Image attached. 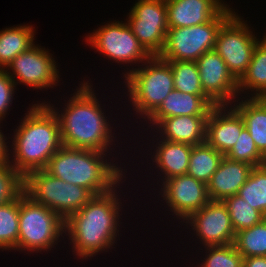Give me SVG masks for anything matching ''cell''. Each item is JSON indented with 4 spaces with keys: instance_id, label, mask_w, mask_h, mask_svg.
Segmentation results:
<instances>
[{
    "instance_id": "6da1fadb",
    "label": "cell",
    "mask_w": 266,
    "mask_h": 267,
    "mask_svg": "<svg viewBox=\"0 0 266 267\" xmlns=\"http://www.w3.org/2000/svg\"><path fill=\"white\" fill-rule=\"evenodd\" d=\"M89 81L90 79L83 77V81L78 86L75 85V88L77 87L75 92L69 94L71 95L68 97L69 100L64 97L65 103L61 109L50 101L36 100V102L46 103L58 117L63 146L115 155L112 152L118 143L116 147H119L120 142L117 140V135L114 136L117 134L114 131L120 126L114 127V123H110L114 122L111 120L112 116L106 114L99 93H95V87L91 83L93 81Z\"/></svg>"
},
{
    "instance_id": "7a4b0ae2",
    "label": "cell",
    "mask_w": 266,
    "mask_h": 267,
    "mask_svg": "<svg viewBox=\"0 0 266 267\" xmlns=\"http://www.w3.org/2000/svg\"><path fill=\"white\" fill-rule=\"evenodd\" d=\"M127 179L125 177L111 191L94 196L65 221L64 236L69 246L72 245L69 249L72 250L74 259L88 261L102 252L106 254L109 250L116 249L114 246L122 236L120 228H124L121 227L124 206L121 196L123 194L125 197L122 188Z\"/></svg>"
},
{
    "instance_id": "3957f363",
    "label": "cell",
    "mask_w": 266,
    "mask_h": 267,
    "mask_svg": "<svg viewBox=\"0 0 266 267\" xmlns=\"http://www.w3.org/2000/svg\"><path fill=\"white\" fill-rule=\"evenodd\" d=\"M33 103L26 108L13 134H9L11 137L8 135V161L23 177L45 169L63 146L56 114L46 103Z\"/></svg>"
},
{
    "instance_id": "277c9868",
    "label": "cell",
    "mask_w": 266,
    "mask_h": 267,
    "mask_svg": "<svg viewBox=\"0 0 266 267\" xmlns=\"http://www.w3.org/2000/svg\"><path fill=\"white\" fill-rule=\"evenodd\" d=\"M113 156L97 150L62 146L49 159L45 170L66 183L88 189L96 196L111 191L127 175L125 163L121 165L119 161V165V156L115 155L116 159Z\"/></svg>"
},
{
    "instance_id": "5b68a950",
    "label": "cell",
    "mask_w": 266,
    "mask_h": 267,
    "mask_svg": "<svg viewBox=\"0 0 266 267\" xmlns=\"http://www.w3.org/2000/svg\"><path fill=\"white\" fill-rule=\"evenodd\" d=\"M124 80L122 87L125 100L128 97L127 107L132 116L137 115L143 123L164 101L174 89L173 72L170 65L159 56H151L138 68L130 71ZM132 102V103H131ZM134 113H131V112ZM142 119V120H141Z\"/></svg>"
},
{
    "instance_id": "8992f818",
    "label": "cell",
    "mask_w": 266,
    "mask_h": 267,
    "mask_svg": "<svg viewBox=\"0 0 266 267\" xmlns=\"http://www.w3.org/2000/svg\"><path fill=\"white\" fill-rule=\"evenodd\" d=\"M63 235L65 221L55 211L34 202L25 192L19 196V236L15 252L30 255L54 251L62 240L67 244Z\"/></svg>"
},
{
    "instance_id": "52a82bcc",
    "label": "cell",
    "mask_w": 266,
    "mask_h": 267,
    "mask_svg": "<svg viewBox=\"0 0 266 267\" xmlns=\"http://www.w3.org/2000/svg\"><path fill=\"white\" fill-rule=\"evenodd\" d=\"M24 192L34 202L55 211L64 221L94 197L88 189L66 183L45 169L32 171L24 177Z\"/></svg>"
},
{
    "instance_id": "ba28073f",
    "label": "cell",
    "mask_w": 266,
    "mask_h": 267,
    "mask_svg": "<svg viewBox=\"0 0 266 267\" xmlns=\"http://www.w3.org/2000/svg\"><path fill=\"white\" fill-rule=\"evenodd\" d=\"M99 26L97 29H93L92 33L89 32L85 35V44L91 46L89 47L91 49L94 48L93 50L96 49L95 52L106 56V59L108 58L118 65L123 64L125 73L121 72L123 74L121 77L124 78L130 71L136 69L151 57L139 43L126 20H111ZM131 65L135 66L131 67Z\"/></svg>"
},
{
    "instance_id": "9c48e42d",
    "label": "cell",
    "mask_w": 266,
    "mask_h": 267,
    "mask_svg": "<svg viewBox=\"0 0 266 267\" xmlns=\"http://www.w3.org/2000/svg\"><path fill=\"white\" fill-rule=\"evenodd\" d=\"M235 12L229 4L207 23L168 28L166 42L159 57L165 61L196 62L205 52L214 50L217 33Z\"/></svg>"
},
{
    "instance_id": "30bf717a",
    "label": "cell",
    "mask_w": 266,
    "mask_h": 267,
    "mask_svg": "<svg viewBox=\"0 0 266 267\" xmlns=\"http://www.w3.org/2000/svg\"><path fill=\"white\" fill-rule=\"evenodd\" d=\"M243 17L234 12L222 24L217 33L214 47L237 80L247 71L254 48L262 39L260 35L257 36L258 33L251 29L253 27H250Z\"/></svg>"
},
{
    "instance_id": "8fae6325",
    "label": "cell",
    "mask_w": 266,
    "mask_h": 267,
    "mask_svg": "<svg viewBox=\"0 0 266 267\" xmlns=\"http://www.w3.org/2000/svg\"><path fill=\"white\" fill-rule=\"evenodd\" d=\"M54 58L48 48L34 44L14 58L5 70L16 87L22 84L43 92L48 88L60 86V81H63L60 78L58 61Z\"/></svg>"
},
{
    "instance_id": "7c38bea8",
    "label": "cell",
    "mask_w": 266,
    "mask_h": 267,
    "mask_svg": "<svg viewBox=\"0 0 266 267\" xmlns=\"http://www.w3.org/2000/svg\"><path fill=\"white\" fill-rule=\"evenodd\" d=\"M157 192L159 199L157 198L156 202H159L162 197L160 201L166 205L159 204L164 206L169 215L174 216L171 219H176V223L178 221L179 224L210 201L207 184L187 174L165 180L158 191L150 195H155Z\"/></svg>"
},
{
    "instance_id": "4fadbf2b",
    "label": "cell",
    "mask_w": 266,
    "mask_h": 267,
    "mask_svg": "<svg viewBox=\"0 0 266 267\" xmlns=\"http://www.w3.org/2000/svg\"><path fill=\"white\" fill-rule=\"evenodd\" d=\"M180 225H185L186 227L183 228L189 229L192 237L195 235L196 239L192 238L191 243L195 241V243L202 244V247L229 245L234 242L235 231L223 201L210 200Z\"/></svg>"
},
{
    "instance_id": "5bb4252c",
    "label": "cell",
    "mask_w": 266,
    "mask_h": 267,
    "mask_svg": "<svg viewBox=\"0 0 266 267\" xmlns=\"http://www.w3.org/2000/svg\"><path fill=\"white\" fill-rule=\"evenodd\" d=\"M142 136L143 135H141V138H139V139H142V142H143V144L140 146L143 148V145L147 144V147L145 150L146 151L148 150V152L144 151L145 153L142 154L141 156L143 157V155H144V158H147L145 163H147V165L149 164L148 166H150L149 169L147 168V171L152 169V173H151V170L149 172L150 176L148 175L146 177L150 178L152 175L154 177L155 176L157 177L156 179H154V177L152 176L153 182L155 180V183H157V185L155 183H153V185L157 186V187L153 186V188L151 189L152 192H153V190L155 192L157 190V188H159V186L165 180H167L171 177H174V176L187 174L190 154H191L193 145H190L187 143L171 142L168 140L160 139L153 131L149 135L150 137L148 136L146 138L147 140H149L148 138H151L149 141H152V142H149V143L144 142ZM147 148H149V149H147ZM146 155L147 156L151 155V156L149 158V156L147 157ZM148 158L150 160H148ZM147 161L148 162L150 161V163H148ZM151 161H152V163H151ZM153 166H155V167H153ZM153 171H154L155 175L153 174ZM156 180H157V182H156Z\"/></svg>"
},
{
    "instance_id": "9a60e30c",
    "label": "cell",
    "mask_w": 266,
    "mask_h": 267,
    "mask_svg": "<svg viewBox=\"0 0 266 267\" xmlns=\"http://www.w3.org/2000/svg\"><path fill=\"white\" fill-rule=\"evenodd\" d=\"M204 94L216 105H231L238 97V80L215 51L196 60Z\"/></svg>"
},
{
    "instance_id": "2e32d148",
    "label": "cell",
    "mask_w": 266,
    "mask_h": 267,
    "mask_svg": "<svg viewBox=\"0 0 266 267\" xmlns=\"http://www.w3.org/2000/svg\"><path fill=\"white\" fill-rule=\"evenodd\" d=\"M244 127L242 117L231 105L214 106L206 119L205 142L225 156Z\"/></svg>"
},
{
    "instance_id": "e0dca14e",
    "label": "cell",
    "mask_w": 266,
    "mask_h": 267,
    "mask_svg": "<svg viewBox=\"0 0 266 267\" xmlns=\"http://www.w3.org/2000/svg\"><path fill=\"white\" fill-rule=\"evenodd\" d=\"M214 106L216 105L206 95H194L173 89L144 123L137 127H143L141 129L148 132L161 119L181 115H208Z\"/></svg>"
},
{
    "instance_id": "ac0fdd59",
    "label": "cell",
    "mask_w": 266,
    "mask_h": 267,
    "mask_svg": "<svg viewBox=\"0 0 266 267\" xmlns=\"http://www.w3.org/2000/svg\"><path fill=\"white\" fill-rule=\"evenodd\" d=\"M227 4L225 0H170L166 2L168 28L207 23Z\"/></svg>"
},
{
    "instance_id": "d6986e66",
    "label": "cell",
    "mask_w": 266,
    "mask_h": 267,
    "mask_svg": "<svg viewBox=\"0 0 266 267\" xmlns=\"http://www.w3.org/2000/svg\"><path fill=\"white\" fill-rule=\"evenodd\" d=\"M208 115H181L161 119L152 129L160 139L200 145L205 142Z\"/></svg>"
},
{
    "instance_id": "ffe728a7",
    "label": "cell",
    "mask_w": 266,
    "mask_h": 267,
    "mask_svg": "<svg viewBox=\"0 0 266 267\" xmlns=\"http://www.w3.org/2000/svg\"><path fill=\"white\" fill-rule=\"evenodd\" d=\"M253 166L224 156L216 172L207 183L210 200L223 201L226 197L238 194L245 184Z\"/></svg>"
},
{
    "instance_id": "44dd1931",
    "label": "cell",
    "mask_w": 266,
    "mask_h": 267,
    "mask_svg": "<svg viewBox=\"0 0 266 267\" xmlns=\"http://www.w3.org/2000/svg\"><path fill=\"white\" fill-rule=\"evenodd\" d=\"M231 106L240 114L258 151L266 158V98L238 97Z\"/></svg>"
},
{
    "instance_id": "7402d4cb",
    "label": "cell",
    "mask_w": 266,
    "mask_h": 267,
    "mask_svg": "<svg viewBox=\"0 0 266 267\" xmlns=\"http://www.w3.org/2000/svg\"><path fill=\"white\" fill-rule=\"evenodd\" d=\"M239 97L266 98V35L254 48L247 71L238 80ZM243 94V95H242Z\"/></svg>"
},
{
    "instance_id": "603a6c76",
    "label": "cell",
    "mask_w": 266,
    "mask_h": 267,
    "mask_svg": "<svg viewBox=\"0 0 266 267\" xmlns=\"http://www.w3.org/2000/svg\"><path fill=\"white\" fill-rule=\"evenodd\" d=\"M36 31L28 23L0 29V69H6L14 58L36 44Z\"/></svg>"
},
{
    "instance_id": "cb8c5ba5",
    "label": "cell",
    "mask_w": 266,
    "mask_h": 267,
    "mask_svg": "<svg viewBox=\"0 0 266 267\" xmlns=\"http://www.w3.org/2000/svg\"><path fill=\"white\" fill-rule=\"evenodd\" d=\"M223 158V154L209 146L206 142L194 145L190 154L187 175L207 184Z\"/></svg>"
},
{
    "instance_id": "d4e9b609",
    "label": "cell",
    "mask_w": 266,
    "mask_h": 267,
    "mask_svg": "<svg viewBox=\"0 0 266 267\" xmlns=\"http://www.w3.org/2000/svg\"><path fill=\"white\" fill-rule=\"evenodd\" d=\"M237 195L266 217V164L253 167Z\"/></svg>"
},
{
    "instance_id": "484cf974",
    "label": "cell",
    "mask_w": 266,
    "mask_h": 267,
    "mask_svg": "<svg viewBox=\"0 0 266 267\" xmlns=\"http://www.w3.org/2000/svg\"><path fill=\"white\" fill-rule=\"evenodd\" d=\"M233 244L243 258L266 256V218L251 228L235 233Z\"/></svg>"
},
{
    "instance_id": "4316f807",
    "label": "cell",
    "mask_w": 266,
    "mask_h": 267,
    "mask_svg": "<svg viewBox=\"0 0 266 267\" xmlns=\"http://www.w3.org/2000/svg\"><path fill=\"white\" fill-rule=\"evenodd\" d=\"M19 197L0 206V250L11 252L18 243Z\"/></svg>"
},
{
    "instance_id": "83f0119b",
    "label": "cell",
    "mask_w": 266,
    "mask_h": 267,
    "mask_svg": "<svg viewBox=\"0 0 266 267\" xmlns=\"http://www.w3.org/2000/svg\"><path fill=\"white\" fill-rule=\"evenodd\" d=\"M230 214L235 233L261 223L266 217L251 207L240 196L233 195L223 200Z\"/></svg>"
},
{
    "instance_id": "f1b7e54d",
    "label": "cell",
    "mask_w": 266,
    "mask_h": 267,
    "mask_svg": "<svg viewBox=\"0 0 266 267\" xmlns=\"http://www.w3.org/2000/svg\"><path fill=\"white\" fill-rule=\"evenodd\" d=\"M173 72L174 89L194 95H205L196 62L166 61Z\"/></svg>"
},
{
    "instance_id": "f546056e",
    "label": "cell",
    "mask_w": 266,
    "mask_h": 267,
    "mask_svg": "<svg viewBox=\"0 0 266 267\" xmlns=\"http://www.w3.org/2000/svg\"><path fill=\"white\" fill-rule=\"evenodd\" d=\"M197 251L205 252L201 256V260L196 263L194 267H243V256L236 250L234 244L222 245V246H206L201 249L197 247ZM205 255V256H204ZM203 258V259H202Z\"/></svg>"
},
{
    "instance_id": "4dcf8cb0",
    "label": "cell",
    "mask_w": 266,
    "mask_h": 267,
    "mask_svg": "<svg viewBox=\"0 0 266 267\" xmlns=\"http://www.w3.org/2000/svg\"><path fill=\"white\" fill-rule=\"evenodd\" d=\"M139 43L151 56H159L163 51L168 25L149 23H128Z\"/></svg>"
},
{
    "instance_id": "1f68e13d",
    "label": "cell",
    "mask_w": 266,
    "mask_h": 267,
    "mask_svg": "<svg viewBox=\"0 0 266 267\" xmlns=\"http://www.w3.org/2000/svg\"><path fill=\"white\" fill-rule=\"evenodd\" d=\"M127 13V23L167 24L166 2L162 0H135Z\"/></svg>"
},
{
    "instance_id": "d6a6232c",
    "label": "cell",
    "mask_w": 266,
    "mask_h": 267,
    "mask_svg": "<svg viewBox=\"0 0 266 267\" xmlns=\"http://www.w3.org/2000/svg\"><path fill=\"white\" fill-rule=\"evenodd\" d=\"M24 192V177L7 160L0 164V206L17 199Z\"/></svg>"
},
{
    "instance_id": "836d02e7",
    "label": "cell",
    "mask_w": 266,
    "mask_h": 267,
    "mask_svg": "<svg viewBox=\"0 0 266 267\" xmlns=\"http://www.w3.org/2000/svg\"><path fill=\"white\" fill-rule=\"evenodd\" d=\"M229 159L245 162L253 167L266 164V158L258 151L254 140L244 127L236 144L225 155Z\"/></svg>"
},
{
    "instance_id": "e575fe53",
    "label": "cell",
    "mask_w": 266,
    "mask_h": 267,
    "mask_svg": "<svg viewBox=\"0 0 266 267\" xmlns=\"http://www.w3.org/2000/svg\"><path fill=\"white\" fill-rule=\"evenodd\" d=\"M16 88L15 82L10 78L5 69H0V121H6V115H9L10 107H12L15 99ZM16 90V91H15Z\"/></svg>"
},
{
    "instance_id": "d590c367",
    "label": "cell",
    "mask_w": 266,
    "mask_h": 267,
    "mask_svg": "<svg viewBox=\"0 0 266 267\" xmlns=\"http://www.w3.org/2000/svg\"><path fill=\"white\" fill-rule=\"evenodd\" d=\"M1 123L3 122L0 121V164L8 160V138L2 132L3 124Z\"/></svg>"
},
{
    "instance_id": "8d00e7d4",
    "label": "cell",
    "mask_w": 266,
    "mask_h": 267,
    "mask_svg": "<svg viewBox=\"0 0 266 267\" xmlns=\"http://www.w3.org/2000/svg\"><path fill=\"white\" fill-rule=\"evenodd\" d=\"M243 267H266V256L243 258Z\"/></svg>"
}]
</instances>
